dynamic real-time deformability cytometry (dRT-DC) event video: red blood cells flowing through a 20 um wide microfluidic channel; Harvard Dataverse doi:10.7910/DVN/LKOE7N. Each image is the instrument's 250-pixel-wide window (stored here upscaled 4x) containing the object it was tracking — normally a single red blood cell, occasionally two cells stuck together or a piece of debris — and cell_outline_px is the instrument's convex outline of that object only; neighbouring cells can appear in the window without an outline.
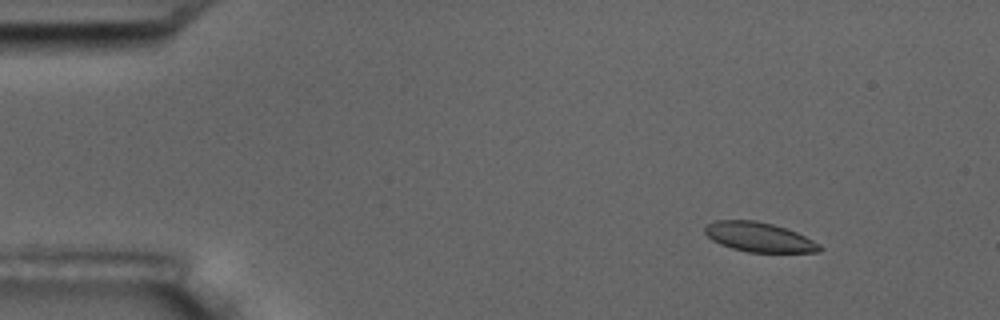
{"species": "common noctule bat (a hibernating species)", "species_latin": "Nyctalus noctula", "temperature_condition": "room temperature", "stored_images_in_passage": 6, "camera_frame_rate_fps": 3000, "um_per_image_px": 0.085, "animal": {"sex": "male", "body_mass_g": 17.5, "forearm_length_mm": 52.3}, "frame": {"image": 1, "passage_image": 2, "time_ms": 1.333, "image_size_px": [1000, 320], "cell_outline_px": [[824, 248], [820, 252], [748, 252], [732, 248], [720, 244], [712, 240], [704, 232], [704, 228], [708, 224], [716, 220], [756, 220], [772, 224], [796, 232], [820, 244]], "centroid_in_image_um": [64.52, 20.16], "position_along_channel_um": 20.5, "area_um2": 19.65}}